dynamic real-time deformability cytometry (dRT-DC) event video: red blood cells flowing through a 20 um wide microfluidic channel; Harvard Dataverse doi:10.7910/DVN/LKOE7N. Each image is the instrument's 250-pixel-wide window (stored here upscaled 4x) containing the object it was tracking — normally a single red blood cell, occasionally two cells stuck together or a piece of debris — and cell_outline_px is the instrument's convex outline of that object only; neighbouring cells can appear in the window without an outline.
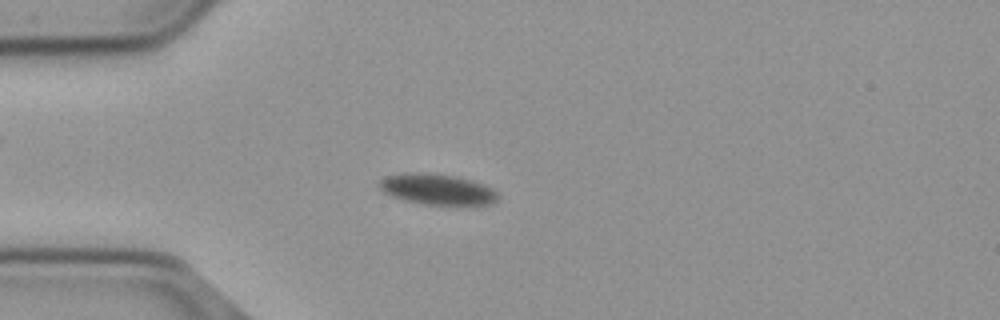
{"species": "common noctule bat (a hibernating species)", "species_latin": "Nyctalus noctula", "temperature_condition": "cold", "stored_images_in_passage": 58, "camera_frame_rate_fps": 3000, "um_per_image_px": 0.085, "animal": {"sex": "male", "body_mass_g": 23.1, "forearm_length_mm": 52.7}, "frame": {"image": 1, "passage_image": 16, "time_ms": 5.0, "image_size_px": [1000, 320], "cell_outline_px": [[496, 200], [488, 204], [424, 204], [404, 200], [392, 196], [384, 192], [380, 188], [380, 180], [388, 176], [404, 172], [420, 172], [452, 176], [468, 180], [480, 184], [496, 192]], "centroid_in_image_um": [37.07, 16.08], "position_along_channel_um": 47.9, "area_um2": 20.46}}
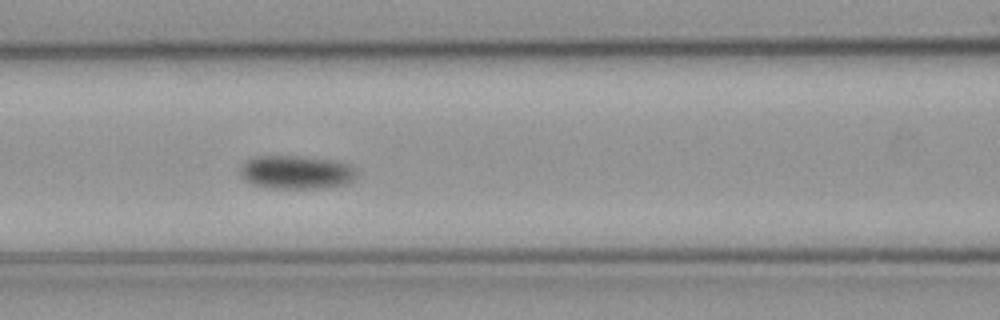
{"frame": {"image": 2, "passage_image": 25, "time_ms": 8.0, "image_size_px": [1000, 320], "cell_outline_px": [[356, 176], [352, 180], [344, 184], [320, 188], [268, 188], [252, 184], [244, 180], [240, 176], [240, 168], [248, 160], [256, 156], [296, 156], [332, 160], [348, 164], [356, 172]], "centroid_in_image_um": [25.13, 14.65], "position_along_channel_um": 141.5, "area_um2": 22.48}}
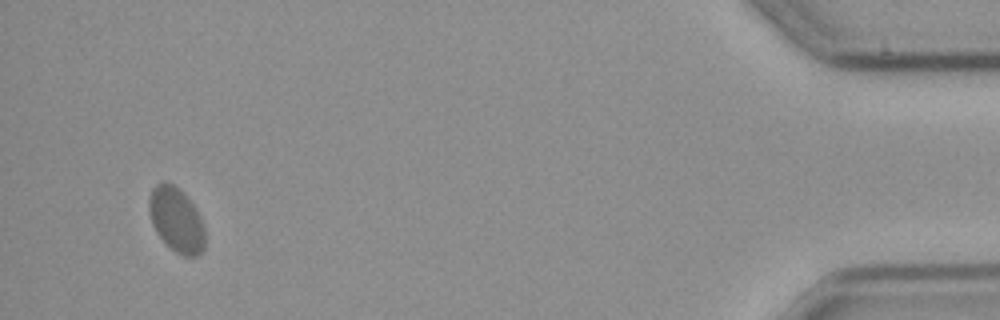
{"frame": {"image": 3, "passage_image": 55, "time_ms": 18.0, "image_size_px": [1000, 320], "cell_outline_px": [[204, 248], [196, 256], [184, 256], [176, 252], [156, 232], [152, 224], [148, 212], [148, 200], [152, 188], [156, 184], [164, 180], [180, 188], [188, 196], [196, 208], [204, 224]], "centroid_in_image_um": [14.98, 18.62], "position_along_channel_um": 420.2, "area_um2": 21.27}, "authors_computed_cell_mechanics": {"area_um2": 20.8658, "velocity_mm_per_s": 3.6201, "shape_relaxation_time_tau1_ms": 2.6847, "shape_relaxation_time_tau2_ms": null, "deformation_change_tau1": 0.0763, "deformation_change_tau2": null}}